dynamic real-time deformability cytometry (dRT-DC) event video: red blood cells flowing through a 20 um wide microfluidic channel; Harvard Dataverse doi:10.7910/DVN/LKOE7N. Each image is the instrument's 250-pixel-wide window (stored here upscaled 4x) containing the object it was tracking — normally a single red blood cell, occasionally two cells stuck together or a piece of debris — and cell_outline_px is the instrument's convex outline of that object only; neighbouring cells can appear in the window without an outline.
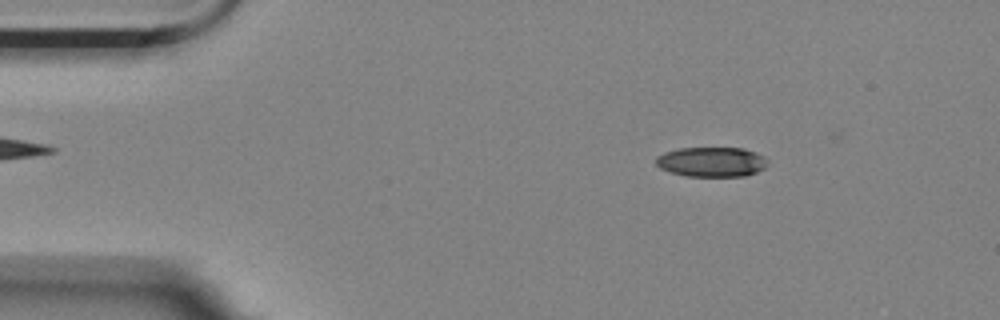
{"species": "Egyptian fruit bat (a non-hibernating species)", "species_latin": "Rousettus aegyptiacus", "temperature_condition": "room temperature", "stored_images_in_passage": 5, "camera_frame_rate_fps": 3000, "um_per_image_px": 0.085, "animal": {"sex": "female"}, "frame": {"image": 1, "passage_image": 2, "time_ms": 0.333, "image_size_px": [1000, 320], "cell_outline_px": [[768, 164], [764, 168], [756, 172], [744, 176], [688, 176], [668, 172], [660, 168], [656, 164], [656, 156], [664, 152], [676, 148], [744, 148], [756, 152], [764, 156], [768, 160]], "centroid_in_image_um": [60.48, 13.75], "position_along_channel_um": 24.5, "area_um2": 19.59}}
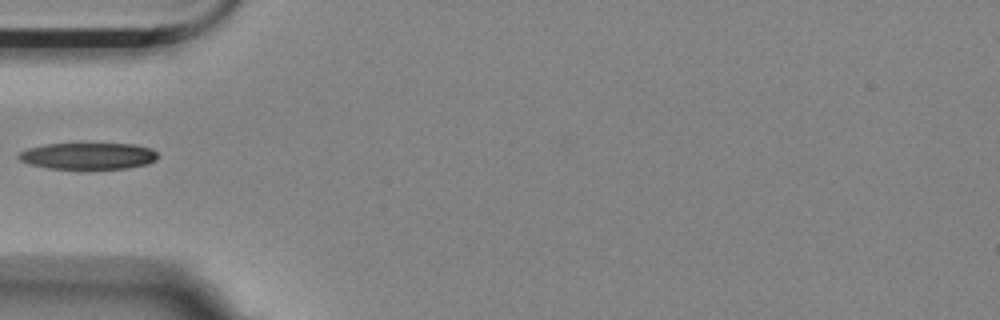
{"frame": {"image": 2, "passage_image": 4, "time_ms": 1.0, "image_size_px": [1000, 320], "cell_outline_px": [[160, 156], [156, 160], [148, 164], [128, 168], [80, 172], [48, 168], [28, 164], [20, 160], [16, 156], [20, 152], [28, 148], [44, 144], [132, 144], [152, 148]], "centroid_in_image_um": [7.49, 13.31], "position_along_channel_um": 77.5, "area_um2": 22.66}}
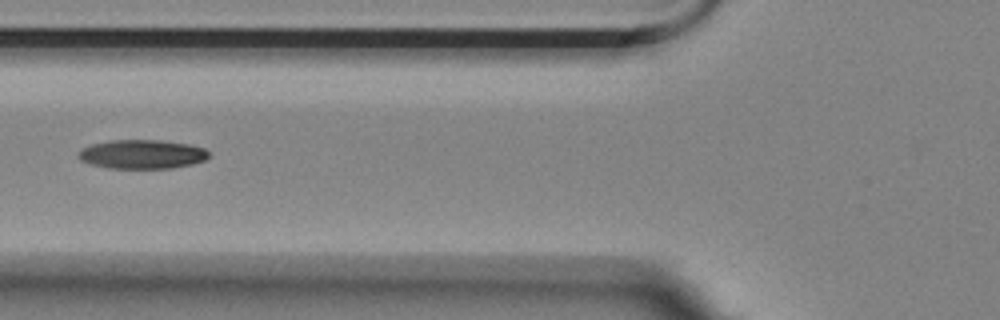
{"frame": {"image": 3, "passage_image": 5, "time_ms": 1.333, "image_size_px": [1000, 320], "cell_outline_px": [[208, 156], [204, 160], [192, 164], [172, 168], [108, 168], [92, 164], [80, 160], [76, 156], [80, 148], [92, 144], [112, 140], [160, 140], [188, 144], [204, 148], [208, 152]], "centroid_in_image_um": [12.03, 13.11], "position_along_channel_um": 113.8, "area_um2": 22.02}}